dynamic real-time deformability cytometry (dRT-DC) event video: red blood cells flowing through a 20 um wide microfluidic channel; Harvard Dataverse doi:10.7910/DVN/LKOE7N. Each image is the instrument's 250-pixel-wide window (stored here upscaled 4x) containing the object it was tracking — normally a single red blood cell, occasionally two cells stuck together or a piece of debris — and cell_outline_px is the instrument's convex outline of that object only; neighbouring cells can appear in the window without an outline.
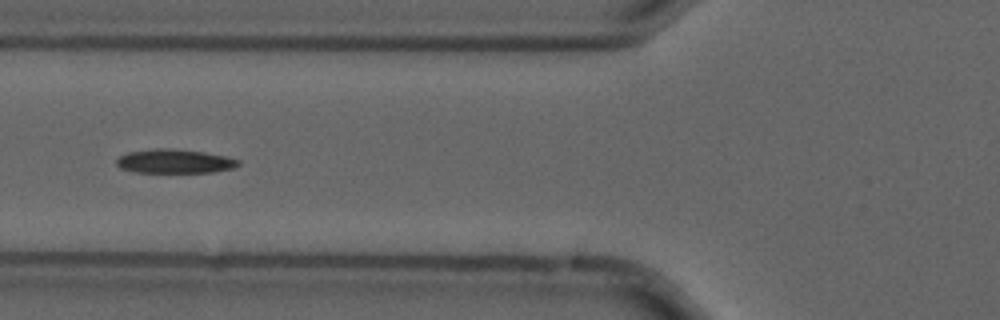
{"species": "common noctule bat (a hibernating species)", "species_latin": "Nyctalus noctula", "temperature_condition": "cold", "stored_images_in_passage": 41, "camera_frame_rate_fps": 3000, "um_per_image_px": 0.085, "animal": {"sex": "male", "forearm_length_mm": 52.5}, "frame": {"image": 1, "passage_image": 7, "time_ms": 2.0, "image_size_px": [1000, 320], "cell_outline_px": [[240, 164], [232, 168], [212, 172], [136, 172], [120, 168], [116, 164], [116, 160], [120, 156], [128, 152], [152, 148], [168, 148], [204, 152], [228, 156], [240, 160]], "centroid_in_image_um": [14.84, 13.7], "position_along_channel_um": 111.0, "area_um2": 17.05}}